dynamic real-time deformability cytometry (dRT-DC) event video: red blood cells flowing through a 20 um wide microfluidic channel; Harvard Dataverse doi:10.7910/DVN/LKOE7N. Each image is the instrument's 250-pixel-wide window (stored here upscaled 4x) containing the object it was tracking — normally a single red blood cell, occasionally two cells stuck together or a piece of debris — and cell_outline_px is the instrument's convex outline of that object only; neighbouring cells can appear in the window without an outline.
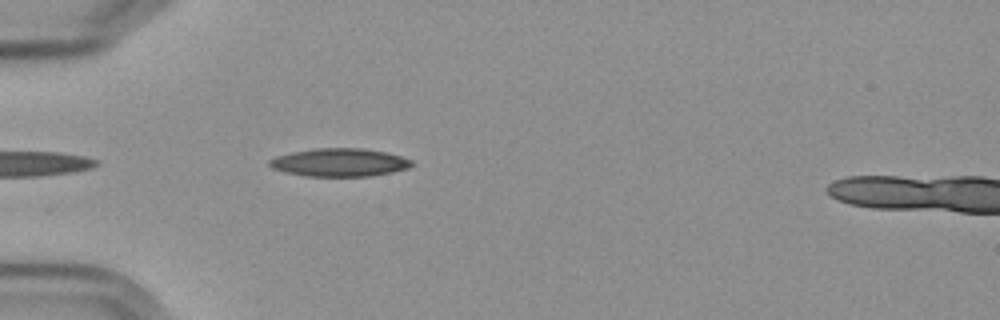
{"species": "Egyptian fruit bat (a non-hibernating species)", "species_latin": "Rousettus aegyptiacus", "temperature_condition": "cold", "stored_images_in_passage": 17, "camera_frame_rate_fps": 3000, "um_per_image_px": 0.085, "frame": {"image": 1, "passage_image": 3, "time_ms": 0.667, "image_size_px": [1000, 320], "cell_outline_px": [[416, 164], [408, 168], [392, 172], [372, 176], [304, 176], [284, 172], [272, 168], [268, 164], [268, 160], [276, 156], [292, 152], [316, 148], [364, 148], [388, 152], [412, 160]], "centroid_in_image_um": [28.87, 13.8], "position_along_channel_um": 56.1, "area_um2": 23.52}}